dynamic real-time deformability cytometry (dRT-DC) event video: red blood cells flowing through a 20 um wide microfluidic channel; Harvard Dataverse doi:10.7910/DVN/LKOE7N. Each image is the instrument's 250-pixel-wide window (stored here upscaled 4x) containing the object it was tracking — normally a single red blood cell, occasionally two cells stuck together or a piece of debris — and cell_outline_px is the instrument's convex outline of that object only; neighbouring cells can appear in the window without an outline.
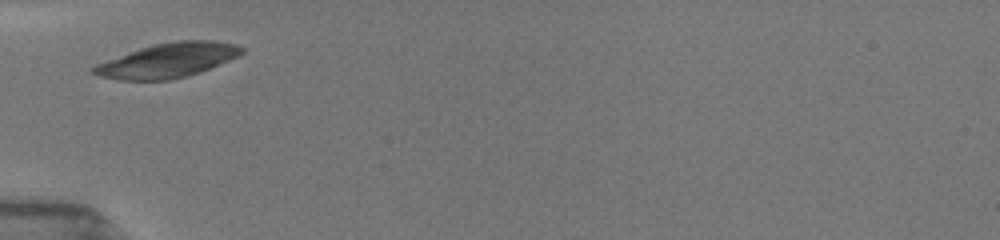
{"species": "common noctule bat (a hibernating species)", "species_latin": "Nyctalus noctula", "temperature_condition": "room temperature", "stored_images_in_passage": 45, "camera_frame_rate_fps": 3000, "um_per_image_px": 0.085, "animal": {"sex": "female", "body_mass_g": 19.5, "forearm_length_mm": 54.1}, "frame": {"image": 1, "passage_image": 1, "time_ms": 0.0, "image_size_px": [1000, 240], "cell_outline_px": [[244, 52], [240, 56], [200, 72], [188, 76], [168, 80], [116, 80], [100, 76], [92, 72], [88, 68], [96, 64], [140, 48], [152, 44], [176, 40], [208, 40], [236, 44], [244, 48]], "centroid_in_image_um": [14.27, 5.13], "position_along_channel_um": 70.7, "area_um2": 29.82}}
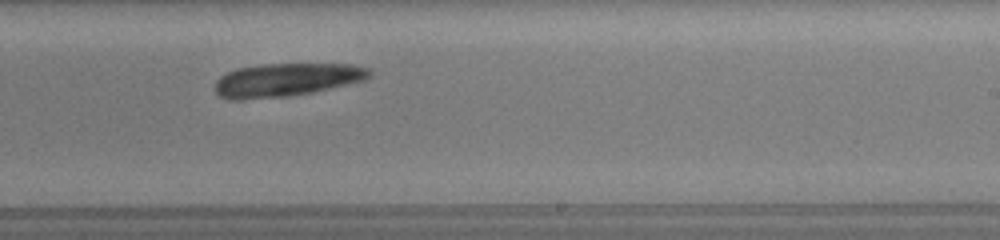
{"frame": {"image": 2, "passage_image": 28, "time_ms": 5.0, "image_size_px": [1000, 240], "cell_outline_px": [[372, 76], [364, 80], [312, 92], [288, 96], [240, 100], [228, 100], [220, 96], [212, 88], [216, 80], [220, 76], [236, 68], [260, 64], [352, 64], [372, 68]], "centroid_in_image_um": [24.31, 6.78], "position_along_channel_um": 264.7, "area_um2": 30.23}}
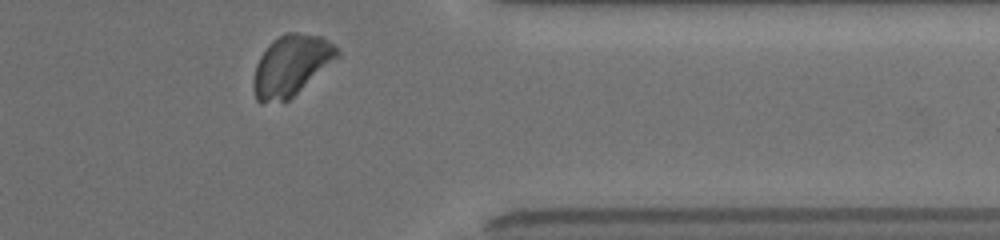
{"frame": {"image": 3, "passage_image": 41, "time_ms": 8.333, "image_size_px": [1000, 240], "cell_outline_px": [[340, 56], [288, 100], [260, 104], [256, 100], [252, 84], [252, 80], [256, 64], [260, 56], [268, 44], [272, 40], [288, 32], [296, 32], [320, 36], [332, 44], [340, 52]], "centroid_in_image_um": [24.7, 5.57], "position_along_channel_um": 386.7, "area_um2": 29.48}}